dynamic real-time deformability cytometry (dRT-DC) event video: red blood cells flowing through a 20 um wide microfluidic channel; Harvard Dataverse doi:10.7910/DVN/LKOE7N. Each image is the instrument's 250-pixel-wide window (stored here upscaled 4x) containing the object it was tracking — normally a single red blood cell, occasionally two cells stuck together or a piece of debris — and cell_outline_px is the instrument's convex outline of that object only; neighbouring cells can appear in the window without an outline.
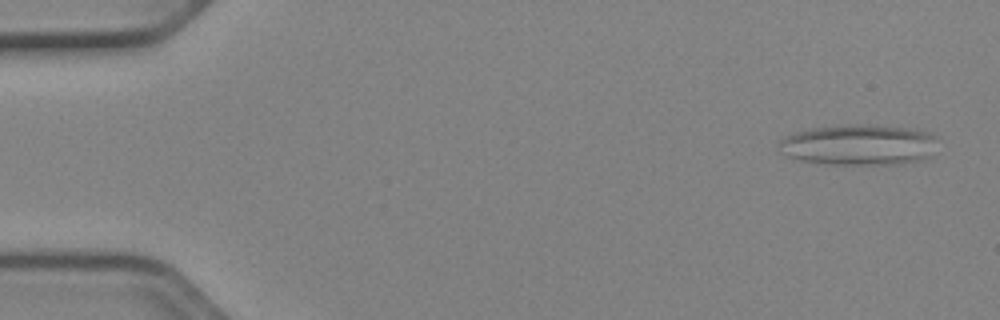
{"species": "Egyptian fruit bat (a non-hibernating species)", "species_latin": "Rousettus aegyptiacus", "temperature_condition": "cold", "stored_images_in_passage": 51, "camera_frame_rate_fps": 3000, "um_per_image_px": 0.085, "animal": {"sex": "female"}, "frame": {"image": 1, "passage_image": 2, "time_ms": 0.333, "image_size_px": [1000, 320], "cell_outline_px": [[936, 136], [932, 156], [928, 160], [904, 164], [824, 164], [800, 160], [788, 156], [780, 152], [776, 148], [776, 144], [784, 136], [796, 132], [812, 128], [844, 124], [872, 124], [904, 128], [924, 132]], "centroid_in_image_um": [72.97, 12.32], "position_along_channel_um": 12.0, "area_um2": 38.21}}
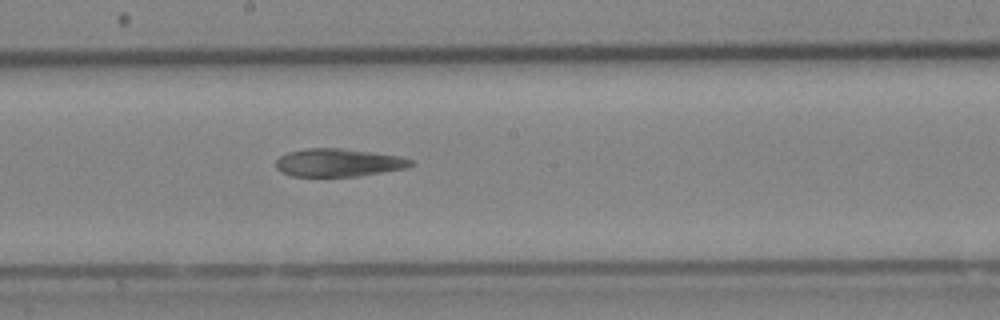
{"frame": {"image": 2, "passage_image": 28, "time_ms": 9.0, "image_size_px": [1000, 320], "cell_outline_px": [[416, 164], [404, 168], [356, 176], [292, 176], [280, 172], [276, 168], [276, 160], [280, 156], [288, 152], [308, 148], [344, 148], [400, 156], [412, 160]], "centroid_in_image_um": [28.74, 13.81], "position_along_channel_um": 219.5, "area_um2": 21.91}}
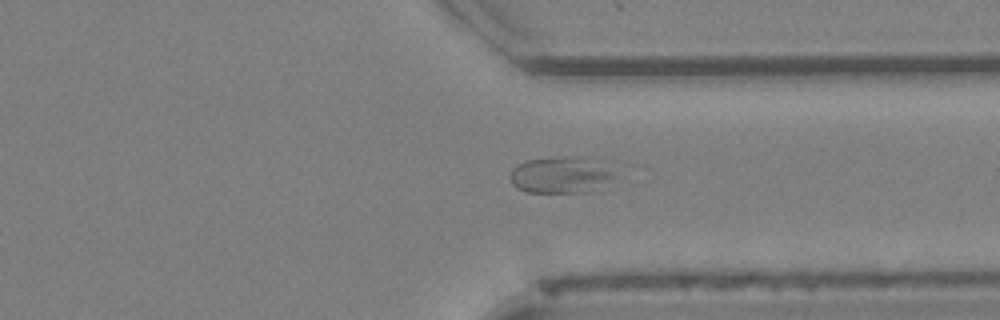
{"frame": {"image": 3, "passage_image": 39, "time_ms": 12.667, "image_size_px": [1000, 320], "cell_outline_px": [[616, 176], [584, 192], [528, 192], [516, 188], [512, 184], [508, 176], [512, 168], [516, 164], [524, 160], [560, 156], [580, 156], [612, 172]], "centroid_in_image_um": [47.45, 14.86], "position_along_channel_um": 363.9, "area_um2": 21.56}}